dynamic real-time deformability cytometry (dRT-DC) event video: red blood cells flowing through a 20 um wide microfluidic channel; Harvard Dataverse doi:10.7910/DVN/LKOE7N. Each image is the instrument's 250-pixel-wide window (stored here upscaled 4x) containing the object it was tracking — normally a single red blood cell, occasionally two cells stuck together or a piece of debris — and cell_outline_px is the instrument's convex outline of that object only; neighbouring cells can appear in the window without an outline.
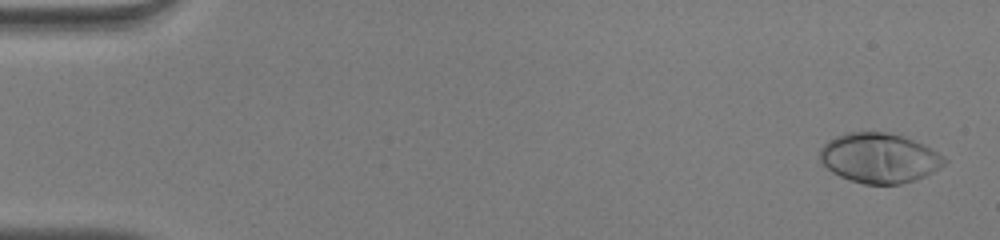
{"species": "human", "species_latin": "Homo sapiens", "temperature_condition": "warm", "stored_images_in_passage": 51, "camera_frame_rate_fps": 3000, "um_per_image_px": 0.085, "donor": {"sex": "male"}, "frame": {"image": 1, "passage_image": 2, "time_ms": 0.333, "image_size_px": [1000, 240], "cell_outline_px": [[948, 160], [940, 168], [924, 176], [900, 184], [864, 184], [840, 176], [832, 172], [820, 160], [820, 148], [828, 140], [844, 132], [888, 132], [924, 144], [944, 156]], "centroid_in_image_um": [74.73, 13.42], "position_along_channel_um": 10.3, "area_um2": 35.95}}
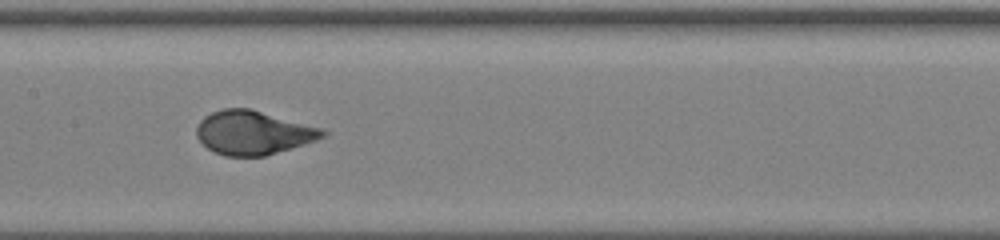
{"frame": {"image": 2, "passage_image": 26, "time_ms": 8.333, "image_size_px": [1000, 240], "cell_outline_px": [[328, 136], [304, 144], [264, 156], [224, 156], [208, 148], [196, 136], [196, 128], [200, 120], [204, 116], [212, 112], [224, 108], [248, 108], [324, 128], [328, 132]], "centroid_in_image_um": [21.55, 11.27], "position_along_channel_um": 185.9, "area_um2": 32.19}}
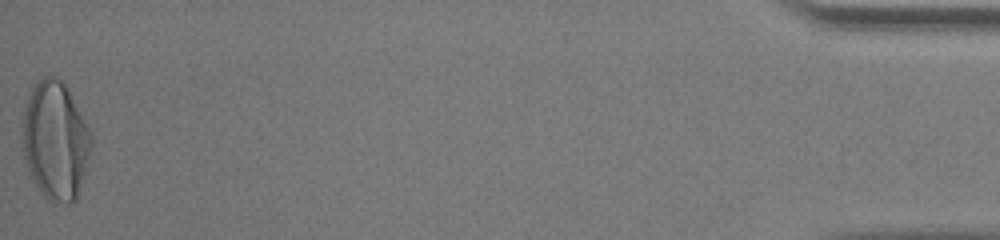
{"frame": {"image": 3, "passage_image": 51, "time_ms": 16.667, "image_size_px": [1000, 240], "cell_outline_px": [[92, 148], [76, 200], [72, 204], [52, 204], [44, 196], [28, 172], [24, 156], [24, 112], [28, 96], [32, 88], [44, 76], [56, 76], [68, 88], [92, 136]], "centroid_in_image_um": [4.73, 11.99], "position_along_channel_um": 430.5, "area_um2": 47.11}, "authors_computed_cell_mechanics": {"area_um2": 33.524, "velocity_mm_per_s": 4.0872, "shape_relaxation_time_tau1_ms": 3.7634, "shape_relaxation_time_tau2_ms": null, "deformation_change_tau1": 0.2352, "deformation_change_tau2": null}}